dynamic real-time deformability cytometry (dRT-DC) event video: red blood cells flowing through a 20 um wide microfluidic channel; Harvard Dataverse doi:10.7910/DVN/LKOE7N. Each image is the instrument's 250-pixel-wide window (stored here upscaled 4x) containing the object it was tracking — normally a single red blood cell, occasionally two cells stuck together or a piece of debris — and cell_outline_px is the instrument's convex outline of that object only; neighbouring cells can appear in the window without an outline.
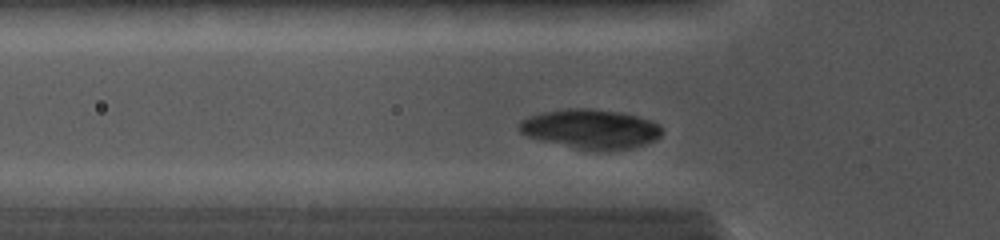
{"species": "common noctule bat (a hibernating species)", "species_latin": "Nyctalus noctula", "temperature_condition": "cold", "stored_images_in_passage": 24, "camera_frame_rate_fps": 5000, "um_per_image_px": 0.085, "animal": {"sex": "female", "body_mass_g": 19.0, "forearm_length_mm": 56.7}, "frame": {"image": 1, "passage_image": 6, "time_ms": 2.2, "image_size_px": [1000, 240], "cell_outline_px": [[664, 128], [660, 136], [656, 140], [648, 144], [632, 148], [580, 148], [544, 140], [528, 136], [520, 132], [520, 120], [528, 116], [540, 112], [568, 108], [592, 108], [620, 112], [652, 120], [660, 124]], "centroid_in_image_um": [50.26, 10.91], "position_along_channel_um": 75.5, "area_um2": 32.19}}
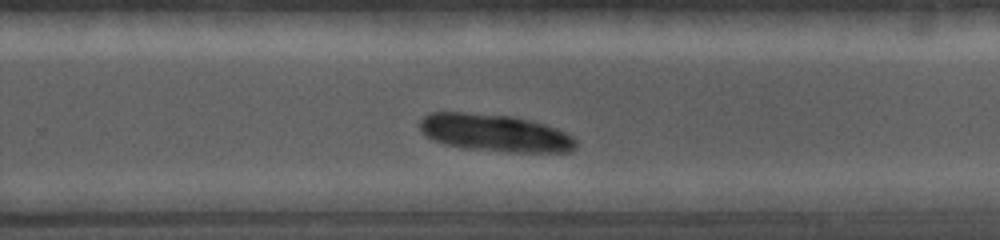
{"frame": {"image": 2, "passage_image": 18, "time_ms": 7.2, "image_size_px": [1000, 240], "cell_outline_px": [[576, 148], [572, 152], [508, 152], [464, 148], [444, 144], [432, 140], [424, 136], [420, 132], [420, 120], [428, 112], [464, 112], [512, 116], [532, 120], [556, 128], [572, 136], [576, 140]], "centroid_in_image_um": [42.04, 11.3], "position_along_channel_um": 287.8, "area_um2": 34.39}}
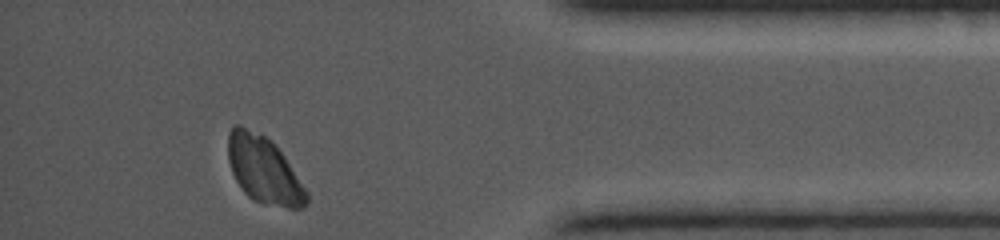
{"frame": {"image": 3, "passage_image": 24, "time_ms": 10.6, "image_size_px": [1000, 240], "cell_outline_px": [[308, 204], [304, 208], [288, 208], [264, 204], [252, 200], [244, 192], [236, 180], [232, 172], [228, 160], [228, 132], [236, 124], [240, 124], [272, 140], [284, 156], [308, 192]], "centroid_in_image_um": [22.43, 14.46], "position_along_channel_um": 412.8, "area_um2": 30.69}}